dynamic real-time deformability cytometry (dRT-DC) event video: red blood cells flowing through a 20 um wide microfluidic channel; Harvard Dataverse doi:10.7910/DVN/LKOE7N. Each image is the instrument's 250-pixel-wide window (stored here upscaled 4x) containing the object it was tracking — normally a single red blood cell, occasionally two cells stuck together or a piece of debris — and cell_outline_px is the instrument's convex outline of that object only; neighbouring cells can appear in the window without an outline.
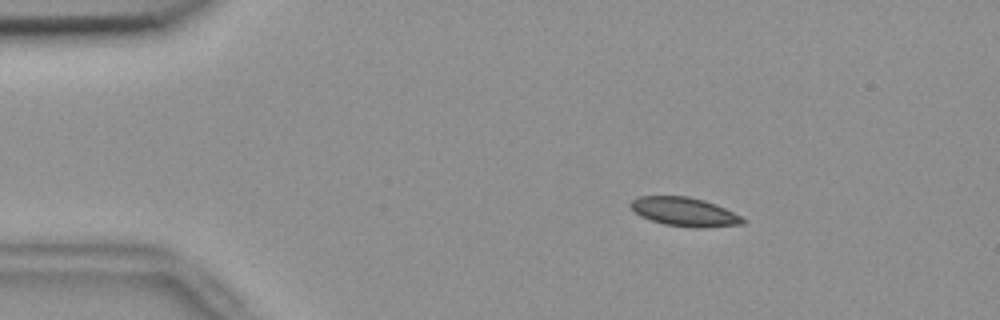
{"species": "common noctule bat (a hibernating species)", "species_latin": "Nyctalus noctula", "temperature_condition": "room temperature", "stored_images_in_passage": 54, "camera_frame_rate_fps": 3000, "um_per_image_px": 0.085, "animal": {"sex": "female", "body_mass_g": 18.4}, "frame": {"image": 1, "passage_image": 9, "time_ms": 2.667, "image_size_px": [1000, 320], "cell_outline_px": [[748, 220], [744, 224], [704, 228], [692, 228], [664, 224], [640, 216], [628, 204], [636, 196], [688, 196], [704, 200], [716, 204]], "centroid_in_image_um": [58.19, 18.01], "position_along_channel_um": 26.8, "area_um2": 18.96}}
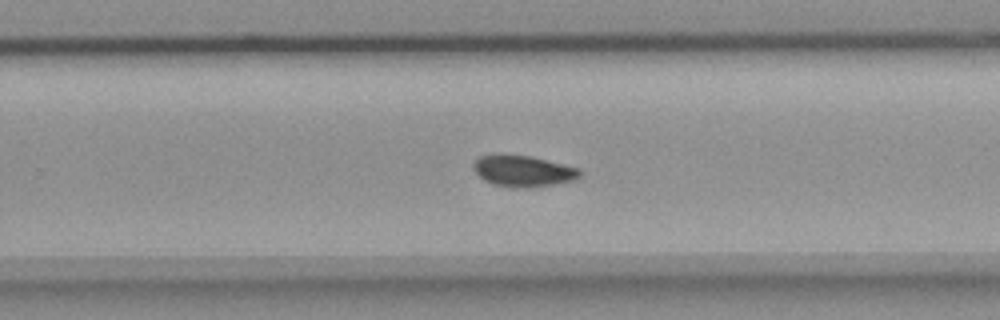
{"frame": {"image": 2, "passage_image": 35, "time_ms": 11.333, "image_size_px": [1000, 320], "cell_outline_px": [[580, 176], [576, 180], [552, 184], [524, 188], [492, 184], [484, 180], [472, 168], [472, 164], [480, 156], [496, 152], [500, 152], [528, 156], [564, 164], [580, 168]], "centroid_in_image_um": [44.42, 14.5], "position_along_channel_um": 285.4, "area_um2": 19.54}}
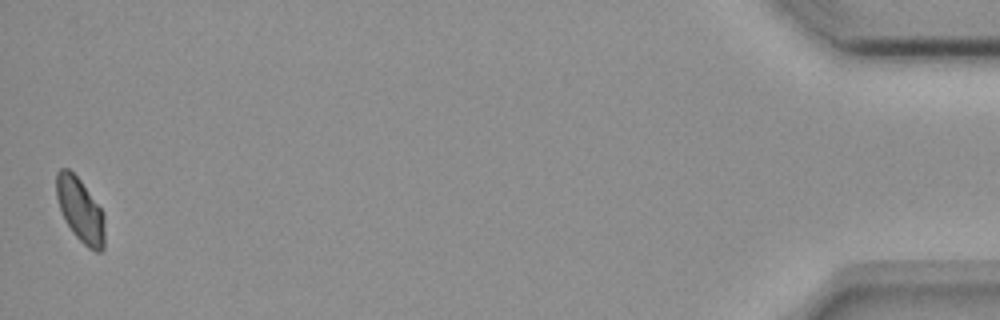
{"frame": {"image": 3, "passage_image": 54, "time_ms": 17.667, "image_size_px": [1000, 320], "cell_outline_px": [[104, 248], [100, 252], [96, 252], [88, 248], [72, 232], [60, 208], [56, 196], [56, 172], [60, 168], [68, 168], [80, 180], [104, 212]], "centroid_in_image_um": [6.83, 17.85], "position_along_channel_um": 428.4, "area_um2": 17.92}, "authors_computed_cell_mechanics": {"area_um2": 18.8428, "velocity_mm_per_s": 3.7113, "shape_relaxation_time_tau1_ms": null, "shape_relaxation_time_tau2_ms": 9.8172, "deformation_change_tau1": null, "deformation_change_tau2": 0.0924}}